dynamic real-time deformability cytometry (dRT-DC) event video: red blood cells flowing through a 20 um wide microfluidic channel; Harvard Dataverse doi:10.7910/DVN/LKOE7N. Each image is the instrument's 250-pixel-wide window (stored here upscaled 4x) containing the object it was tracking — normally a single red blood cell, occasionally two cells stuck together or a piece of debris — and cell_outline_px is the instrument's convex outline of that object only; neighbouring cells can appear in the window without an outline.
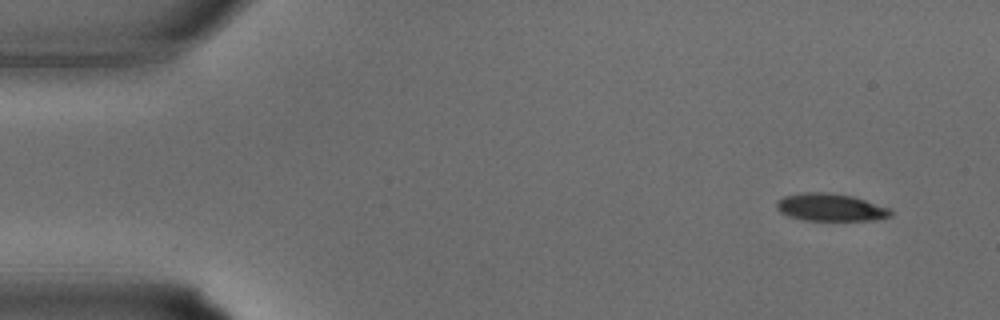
{"species": "common noctule bat (a hibernating species)", "species_latin": "Nyctalus noctula", "temperature_condition": "warm", "stored_images_in_passage": 32, "camera_frame_rate_fps": 3000, "um_per_image_px": 0.085, "animal": {"sex": "male", "body_mass_g": 15.6}, "frame": {"image": 1, "passage_image": 1, "time_ms": 0.0, "image_size_px": [1000, 320], "cell_outline_px": [[892, 216], [872, 220], [804, 220], [788, 216], [780, 212], [776, 208], [776, 204], [784, 196], [804, 192], [828, 192], [852, 196], [892, 208]], "centroid_in_image_um": [70.62, 17.62], "position_along_channel_um": 14.4, "area_um2": 18.32}}
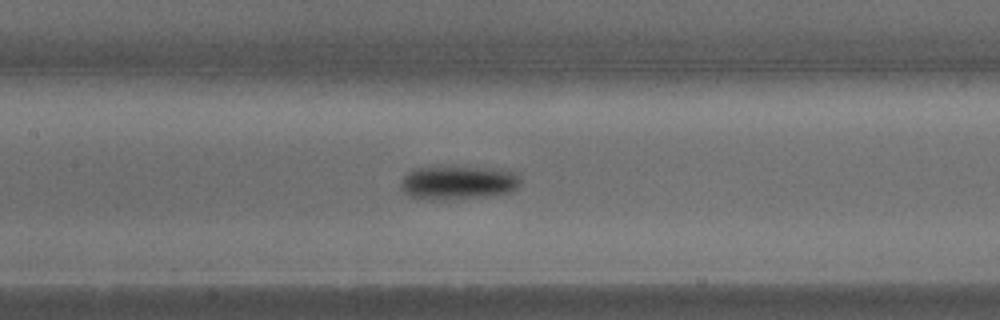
{"frame": {"image": 2, "passage_image": 14, "time_ms": 4.333, "image_size_px": [1000, 320], "cell_outline_px": [[520, 184], [516, 188], [508, 192], [480, 196], [440, 200], [424, 200], [408, 196], [404, 192], [400, 184], [400, 180], [408, 172], [416, 168], [432, 164], [484, 168], [516, 172], [520, 176]], "centroid_in_image_um": [38.83, 15.48], "position_along_channel_um": 168.6, "area_um2": 23.99}}
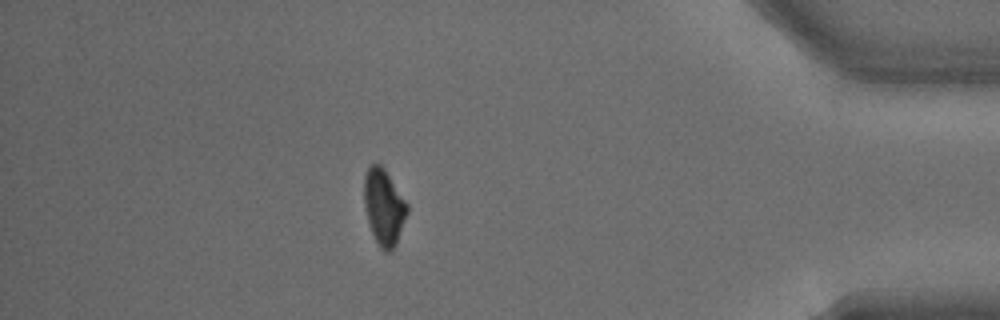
{"frame": {"image": 3, "passage_image": 28, "time_ms": 9.0, "image_size_px": [1000, 320], "cell_outline_px": [[408, 212], [396, 244], [388, 252], [384, 252], [380, 248], [372, 232], [364, 208], [364, 176], [368, 168], [372, 164], [380, 164], [384, 168], [408, 204]], "centroid_in_image_um": [32.63, 17.59], "position_along_channel_um": 402.6, "area_um2": 18.9}}